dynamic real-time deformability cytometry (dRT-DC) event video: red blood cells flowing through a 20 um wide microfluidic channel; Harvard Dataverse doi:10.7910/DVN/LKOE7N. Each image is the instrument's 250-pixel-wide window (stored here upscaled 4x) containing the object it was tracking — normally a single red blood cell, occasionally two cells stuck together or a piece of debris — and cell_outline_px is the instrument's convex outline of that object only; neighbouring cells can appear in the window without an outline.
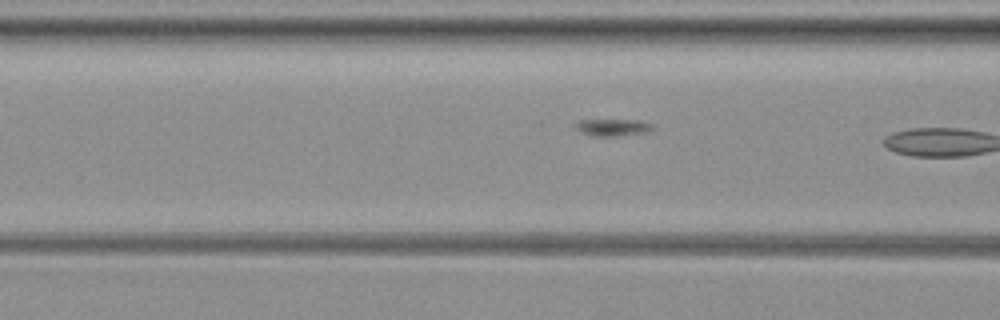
{"species": "common noctule bat (a hibernating species)", "species_latin": "Nyctalus noctula", "temperature_condition": "warm", "stored_images_in_passage": 3, "camera_frame_rate_fps": 3000, "um_per_image_px": 0.085, "animal": {"sex": "female", "body_mass_g": 19.3, "forearm_length_mm": 54.1}, "frame": {"image": 1, "passage_image": 3, "time_ms": 0.667, "image_size_px": [1000, 320], "cell_outline_px": [[628, 184], [624, 188], [616, 192], [552, 192], [520, 188], [520, 184], [528, 176], [612, 176], [624, 180]], "centroid_in_image_um": [48.79, 15.63], "position_along_channel_um": 117.8, "area_um2": 11.16}}